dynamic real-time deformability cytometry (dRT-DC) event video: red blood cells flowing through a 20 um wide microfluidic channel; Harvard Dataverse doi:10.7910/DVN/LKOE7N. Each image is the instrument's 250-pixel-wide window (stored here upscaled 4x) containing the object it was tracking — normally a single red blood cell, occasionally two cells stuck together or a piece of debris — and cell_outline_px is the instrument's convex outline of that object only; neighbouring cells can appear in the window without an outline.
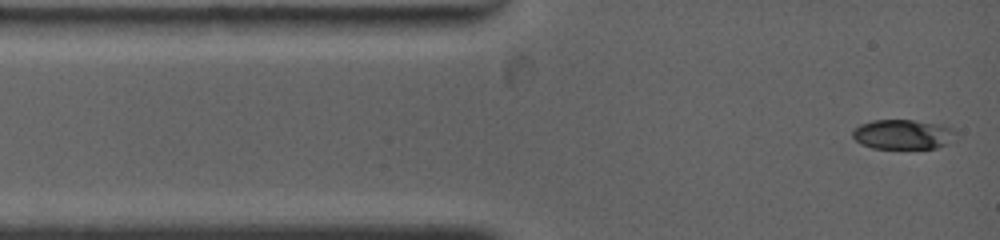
{"species": "common noctule bat (a hibernating species)", "species_latin": "Nyctalus noctula", "temperature_condition": "warm", "stored_images_in_passage": 12, "camera_frame_rate_fps": 4500, "um_per_image_px": 0.085, "animal": {"sex": "female", "body_mass_g": 19.0, "forearm_length_mm": 53.3}, "frame": {"image": 1, "passage_image": 1, "time_ms": 0.0, "image_size_px": [1000, 240], "cell_outline_px": [[956, 132], [944, 144], [936, 148], [872, 148], [860, 144], [852, 136], [852, 132], [860, 124], [872, 120], [912, 120], [936, 124], [952, 128]], "centroid_in_image_um": [76.66, 11.42], "position_along_channel_um": 8.3, "area_um2": 17.46}}
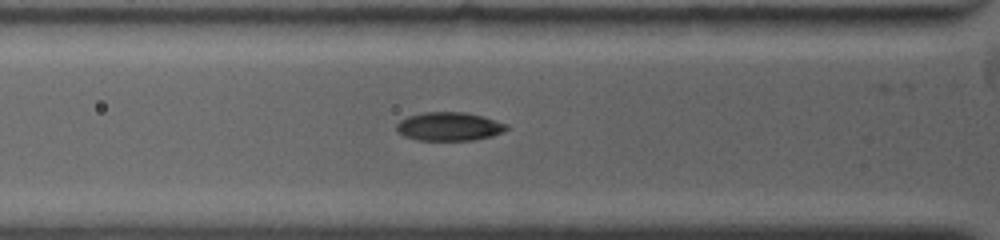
{"frame": {"image": 2, "passage_image": 9, "time_ms": 3.111, "image_size_px": [1000, 240], "cell_outline_px": [[508, 128], [504, 132], [492, 136], [472, 140], [416, 140], [404, 136], [396, 132], [396, 124], [400, 120], [408, 116], [424, 112], [464, 112], [484, 116], [508, 124]], "centroid_in_image_um": [38.17, 10.75], "position_along_channel_um": 87.6, "area_um2": 18.5}}
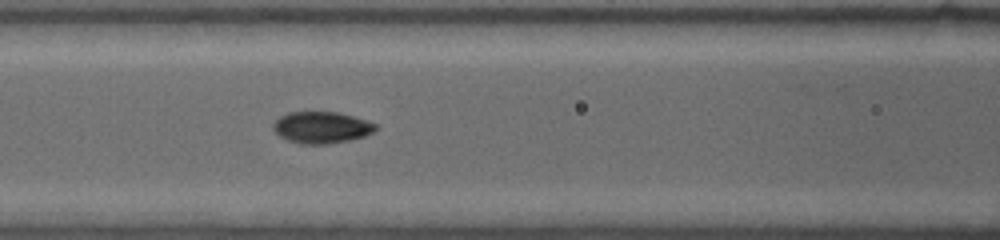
{"frame": {"image": 3, "passage_image": 12, "time_ms": 4.444, "image_size_px": [1000, 240], "cell_outline_px": [[376, 128], [372, 132], [364, 136], [348, 140], [324, 144], [300, 144], [288, 140], [280, 136], [272, 128], [272, 124], [280, 116], [288, 112], [336, 112], [352, 116], [376, 124]], "centroid_in_image_um": [27.28, 10.83], "position_along_channel_um": 139.3, "area_um2": 18.61}}